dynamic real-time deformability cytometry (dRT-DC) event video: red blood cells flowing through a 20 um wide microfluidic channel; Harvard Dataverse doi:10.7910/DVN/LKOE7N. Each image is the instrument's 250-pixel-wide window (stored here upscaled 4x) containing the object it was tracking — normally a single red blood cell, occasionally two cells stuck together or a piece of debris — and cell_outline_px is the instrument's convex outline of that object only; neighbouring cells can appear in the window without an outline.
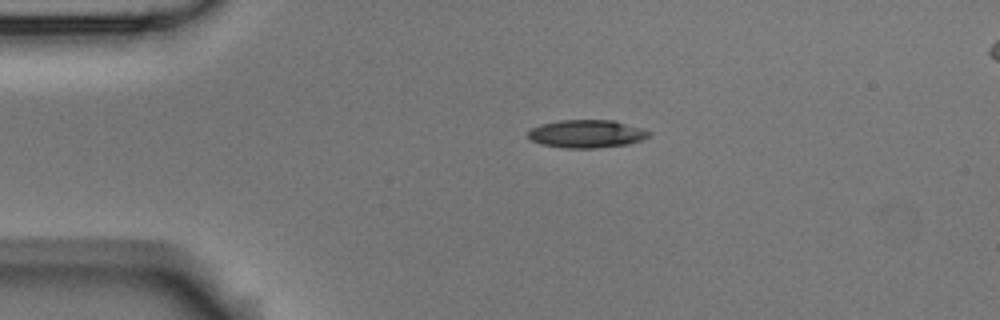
{"species": "Egyptian fruit bat (a non-hibernating species)", "species_latin": "Rousettus aegyptiacus", "temperature_condition": "room temperature", "stored_images_in_passage": 3, "camera_frame_rate_fps": 3000, "um_per_image_px": 0.085, "animal": {"sex": "male"}, "frame": {"image": 1, "passage_image": 1, "time_ms": 0.0, "image_size_px": [1000, 320], "cell_outline_px": [[652, 136], [628, 144], [596, 148], [564, 148], [540, 144], [532, 140], [528, 136], [528, 132], [532, 128], [540, 124], [560, 120], [616, 120], [652, 132]], "centroid_in_image_um": [49.88, 11.37], "position_along_channel_um": 35.1, "area_um2": 19.77}}
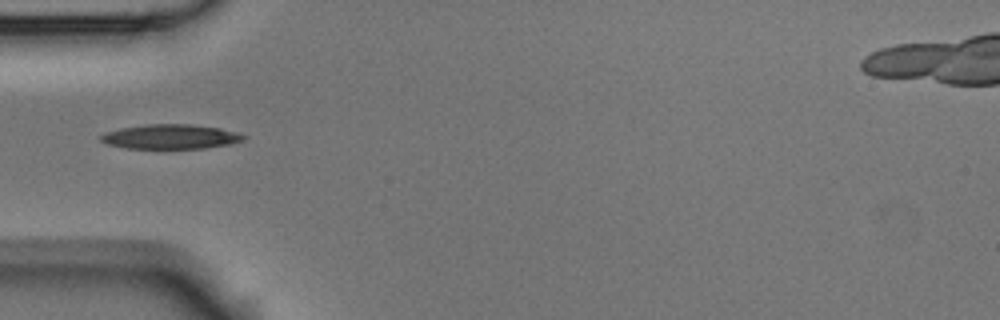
{"frame": {"image": 2, "passage_image": 3, "time_ms": 2.0, "image_size_px": [1000, 320], "cell_outline_px": [[248, 136], [244, 140], [232, 144], [204, 148], [124, 148], [108, 144], [100, 140], [100, 136], [104, 132], [120, 128], [148, 124], [192, 124], [220, 128], [240, 132]], "centroid_in_image_um": [14.55, 11.61], "position_along_channel_um": 70.4, "area_um2": 20.63}}